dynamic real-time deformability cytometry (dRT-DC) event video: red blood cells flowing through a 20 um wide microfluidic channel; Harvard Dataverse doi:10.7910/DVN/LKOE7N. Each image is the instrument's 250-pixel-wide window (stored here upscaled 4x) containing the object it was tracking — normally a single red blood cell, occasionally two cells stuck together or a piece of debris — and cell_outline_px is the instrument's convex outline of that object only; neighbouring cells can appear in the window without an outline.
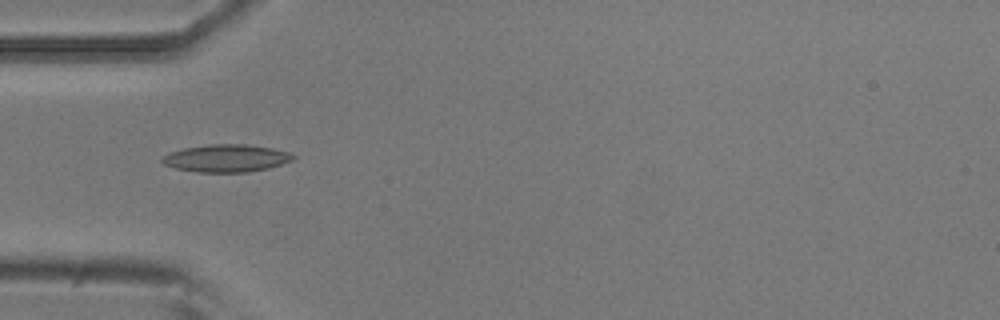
{"species": "common noctule bat (a hibernating species)", "species_latin": "Nyctalus noctula", "temperature_condition": "room temperature", "stored_images_in_passage": 7, "camera_frame_rate_fps": 3000, "um_per_image_px": 0.085, "animal": {"sex": "male", "body_mass_g": 20.5, "forearm_length_mm": 52.5}, "frame": {"image": 1, "passage_image": 1, "time_ms": 0.0, "image_size_px": [1000, 320], "cell_outline_px": [[296, 156], [292, 160], [268, 168], [248, 172], [196, 172], [176, 168], [164, 164], [160, 160], [160, 156], [168, 152], [184, 148], [208, 144], [244, 144], [272, 148], [288, 152]], "centroid_in_image_um": [19.18, 13.44], "position_along_channel_um": 65.8, "area_um2": 21.04}}
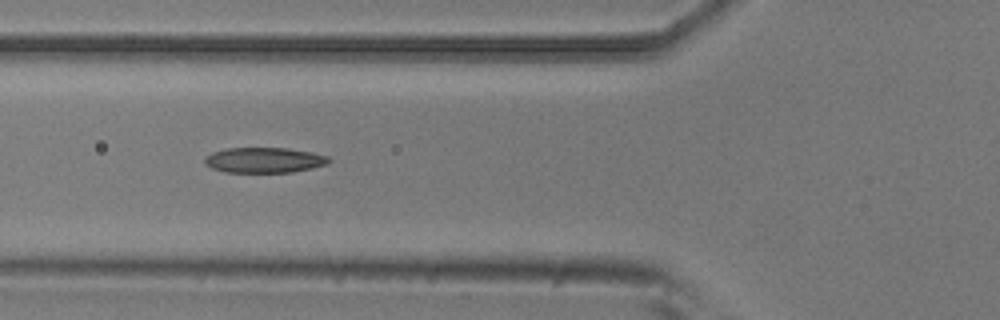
{"frame": {"image": 2, "passage_image": 4, "time_ms": 1.0, "image_size_px": [1000, 320], "cell_outline_px": [[332, 160], [328, 164], [312, 168], [292, 172], [224, 172], [212, 168], [204, 164], [204, 160], [212, 152], [228, 148], [288, 148], [312, 152], [328, 156]], "centroid_in_image_um": [22.49, 13.61], "position_along_channel_um": 103.3, "area_um2": 18.38}}
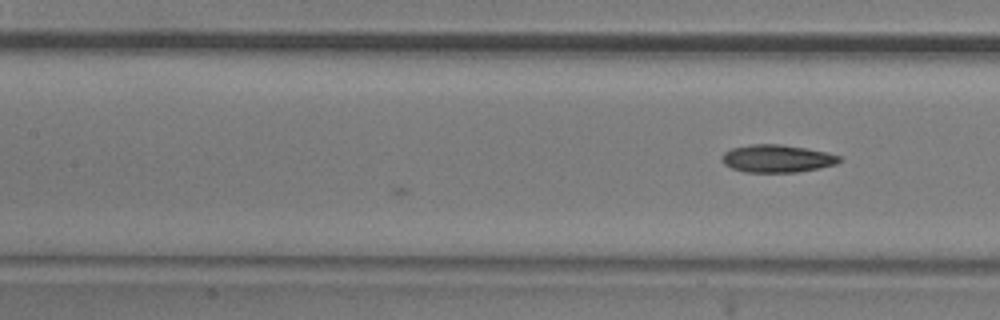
{"frame": {"image": 3, "passage_image": 7, "time_ms": 2.0, "image_size_px": [1000, 320], "cell_outline_px": [[844, 160], [836, 164], [820, 168], [796, 172], [744, 172], [732, 168], [724, 164], [720, 160], [724, 152], [732, 148], [752, 144], [780, 144], [828, 152], [840, 156]], "centroid_in_image_um": [66.06, 13.48], "position_along_channel_um": 141.3, "area_um2": 19.02}}